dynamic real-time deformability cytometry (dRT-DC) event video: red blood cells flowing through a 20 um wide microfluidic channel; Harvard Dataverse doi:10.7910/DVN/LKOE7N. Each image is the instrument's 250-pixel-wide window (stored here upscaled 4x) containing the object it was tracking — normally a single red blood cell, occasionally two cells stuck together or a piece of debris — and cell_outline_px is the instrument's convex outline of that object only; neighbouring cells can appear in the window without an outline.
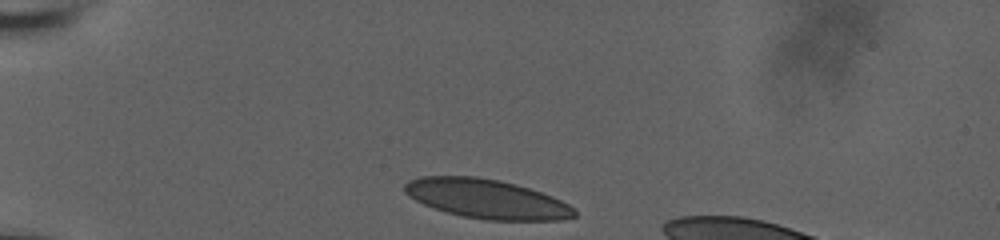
{"species": "human", "species_latin": "Homo sapiens", "temperature_condition": "room temperature", "stored_images_in_passage": 6, "camera_frame_rate_fps": 3000, "um_per_image_px": 0.085, "donor": {"sex": "male"}, "frame": {"image": 1, "passage_image": 1, "time_ms": 0.0, "image_size_px": [1000, 240], "cell_outline_px": [[576, 216], [560, 220], [484, 220], [464, 216], [448, 212], [424, 204], [408, 196], [404, 192], [404, 184], [408, 180], [420, 176], [476, 176], [500, 180], [516, 184], [552, 196], [576, 208]], "centroid_in_image_um": [41.36, 16.89], "position_along_channel_um": 43.6, "area_um2": 38.78}}
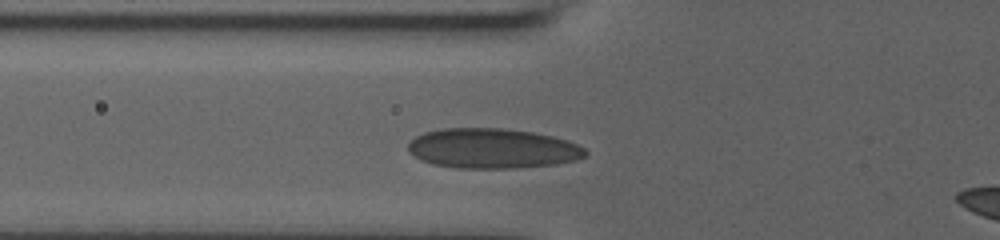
{"frame": {"image": 2, "passage_image": 4, "time_ms": 1.0, "image_size_px": [1000, 240], "cell_outline_px": [[588, 156], [576, 160], [556, 164], [516, 168], [456, 168], [432, 164], [420, 160], [408, 152], [408, 144], [416, 136], [424, 132], [444, 128], [504, 128], [532, 132], [552, 136], [568, 140], [584, 148], [588, 152]], "centroid_in_image_um": [41.86, 12.62], "position_along_channel_um": 83.9, "area_um2": 41.56}}
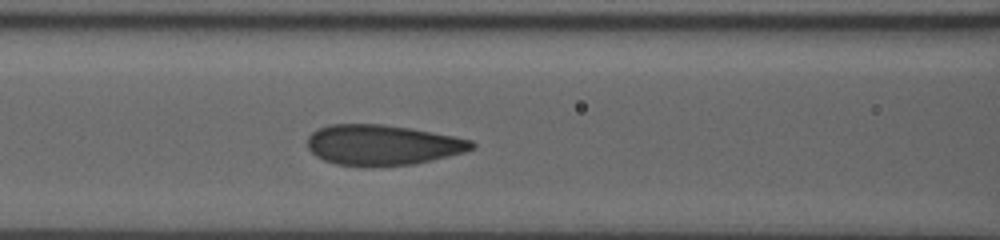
{"frame": {"image": 3, "passage_image": 6, "time_ms": 1.667, "image_size_px": [1000, 240], "cell_outline_px": [[476, 148], [464, 152], [416, 164], [372, 168], [364, 168], [336, 164], [324, 160], [316, 156], [308, 148], [308, 136], [312, 132], [320, 128], [332, 124], [384, 124], [412, 128], [472, 140], [476, 144]], "centroid_in_image_um": [32.52, 12.35], "position_along_channel_um": 134.1, "area_um2": 39.25}}